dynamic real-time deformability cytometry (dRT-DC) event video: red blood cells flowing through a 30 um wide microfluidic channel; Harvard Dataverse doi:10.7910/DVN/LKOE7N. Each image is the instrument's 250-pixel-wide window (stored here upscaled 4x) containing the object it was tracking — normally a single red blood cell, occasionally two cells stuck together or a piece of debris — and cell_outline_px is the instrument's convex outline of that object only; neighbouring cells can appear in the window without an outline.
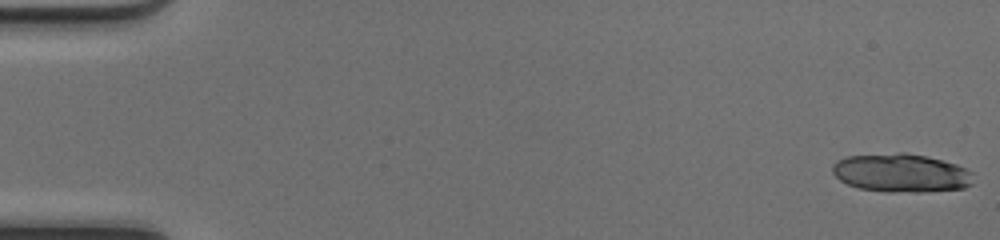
{"species": "common noctule bat (a hibernating species)", "species_latin": "Nyctalus noctula", "temperature_condition": "cold", "stored_images_in_passage": 51, "camera_frame_rate_fps": 3000, "um_per_image_px": 0.085, "animal": {"sex": "female", "body_mass_g": 17.0, "forearm_length_mm": 48.0}, "frame": {"image": 1, "passage_image": 1, "time_ms": 0.0, "image_size_px": [1000, 240], "cell_outline_px": [[972, 184], [964, 188], [920, 192], [888, 192], [860, 188], [848, 184], [840, 180], [832, 172], [832, 164], [836, 160], [848, 156], [924, 156], [956, 164], [972, 172]], "centroid_in_image_um": [76.6, 14.76], "position_along_channel_um": 8.4, "area_um2": 30.35}}
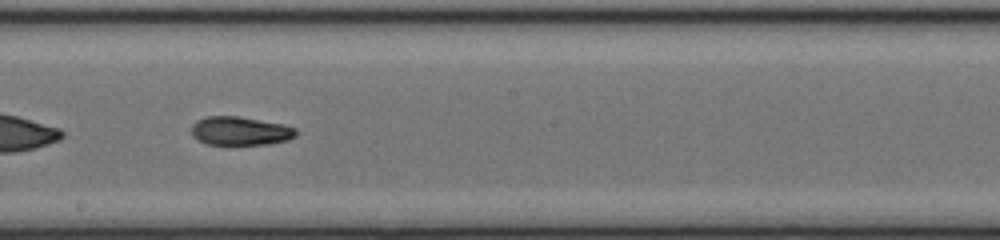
{"frame": {"image": 2, "passage_image": 29, "time_ms": 9.333, "image_size_px": [1000, 240], "cell_outline_px": [[296, 136], [288, 140], [268, 144], [204, 144], [192, 136], [192, 124], [196, 120], [208, 116], [236, 116], [280, 124], [296, 128]], "centroid_in_image_um": [20.38, 11.14], "position_along_channel_um": 227.8, "area_um2": 17.28}}
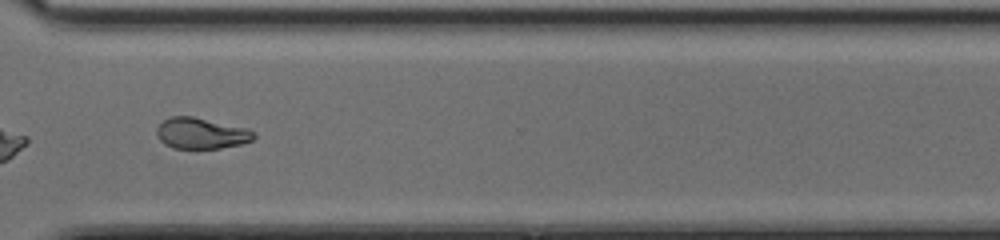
{"frame": {"image": 3, "passage_image": 38, "time_ms": 12.333, "image_size_px": [1000, 240], "cell_outline_px": [[256, 136], [252, 140], [240, 144], [220, 148], [172, 148], [164, 144], [160, 140], [156, 132], [156, 128], [164, 120], [172, 116], [192, 116], [248, 128]], "centroid_in_image_um": [17.08, 11.33], "position_along_channel_um": 353.5, "area_um2": 17.46}}